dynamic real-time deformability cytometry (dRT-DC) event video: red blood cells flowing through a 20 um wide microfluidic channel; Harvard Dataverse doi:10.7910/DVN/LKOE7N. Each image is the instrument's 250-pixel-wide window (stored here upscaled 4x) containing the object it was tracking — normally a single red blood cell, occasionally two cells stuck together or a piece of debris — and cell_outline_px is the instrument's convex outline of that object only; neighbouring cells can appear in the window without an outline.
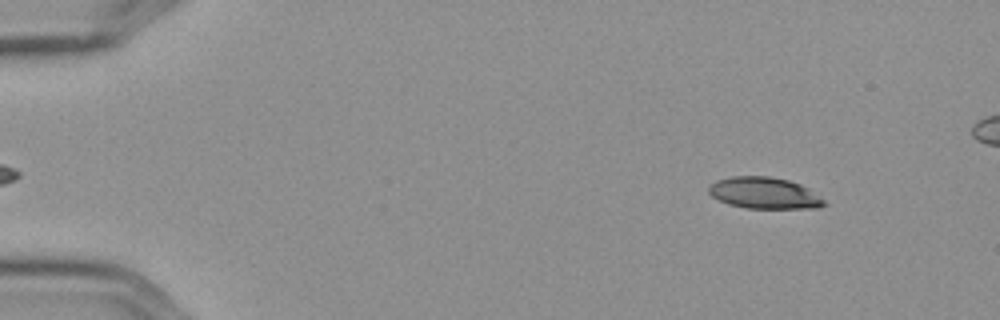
{"species": "Egyptian fruit bat (a non-hibernating species)", "species_latin": "Rousettus aegyptiacus", "temperature_condition": "cold", "stored_images_in_passage": 5, "camera_frame_rate_fps": 3000, "um_per_image_px": 0.085, "frame": {"image": 1, "passage_image": 1, "time_ms": 0.0, "image_size_px": [1000, 320], "cell_outline_px": [[828, 204], [820, 208], [744, 208], [728, 204], [712, 196], [708, 192], [708, 184], [716, 180], [732, 176], [768, 176], [788, 180], [800, 184], [808, 188], [824, 200]], "centroid_in_image_um": [64.95, 16.41], "position_along_channel_um": 20.1, "area_um2": 21.27}}